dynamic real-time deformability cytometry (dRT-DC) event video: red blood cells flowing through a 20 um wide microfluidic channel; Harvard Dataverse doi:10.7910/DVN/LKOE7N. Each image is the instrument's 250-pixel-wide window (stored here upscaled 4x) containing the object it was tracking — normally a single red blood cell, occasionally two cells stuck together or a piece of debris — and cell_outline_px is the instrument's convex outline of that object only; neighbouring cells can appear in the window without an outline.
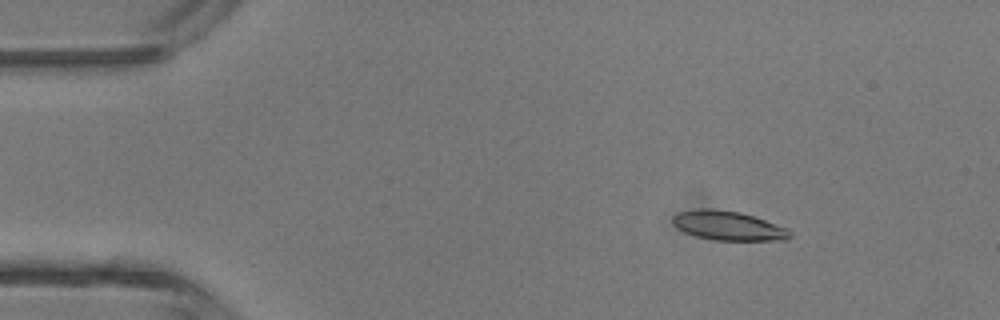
{"species": "common noctule bat (a hibernating species)", "species_latin": "Nyctalus noctula", "temperature_condition": "room temperature", "stored_images_in_passage": 3, "camera_frame_rate_fps": 3000, "um_per_image_px": 0.085, "animal": {"sex": "male", "body_mass_g": 13.3}, "frame": {"image": 1, "passage_image": 1, "time_ms": 0.0, "image_size_px": [1000, 320], "cell_outline_px": [[792, 236], [788, 240], [716, 240], [696, 236], [684, 232], [672, 224], [672, 216], [680, 212], [696, 208], [712, 208], [740, 212], [788, 228]], "centroid_in_image_um": [61.88, 19.18], "position_along_channel_um": 23.1, "area_um2": 20.0}}
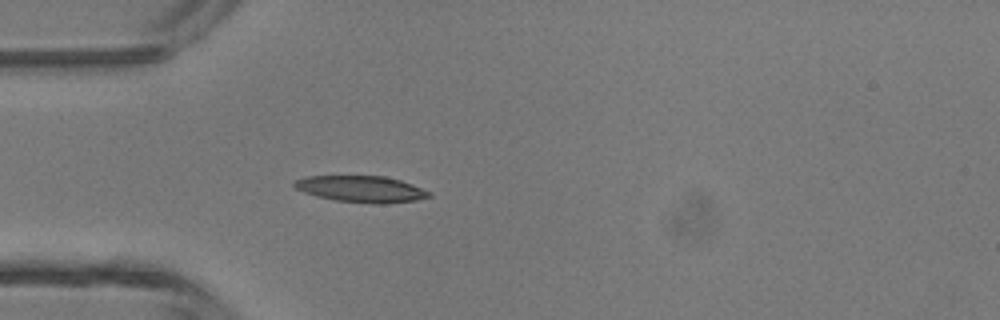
{"frame": {"image": 2, "passage_image": 3, "time_ms": 0.667, "image_size_px": [1000, 320], "cell_outline_px": [[432, 196], [416, 200], [384, 204], [372, 204], [336, 200], [316, 196], [304, 192], [296, 188], [292, 184], [292, 180], [304, 176], [384, 176], [400, 180], [412, 184], [432, 192]], "centroid_in_image_um": [30.7, 16.06], "position_along_channel_um": 54.3, "area_um2": 20.92}}